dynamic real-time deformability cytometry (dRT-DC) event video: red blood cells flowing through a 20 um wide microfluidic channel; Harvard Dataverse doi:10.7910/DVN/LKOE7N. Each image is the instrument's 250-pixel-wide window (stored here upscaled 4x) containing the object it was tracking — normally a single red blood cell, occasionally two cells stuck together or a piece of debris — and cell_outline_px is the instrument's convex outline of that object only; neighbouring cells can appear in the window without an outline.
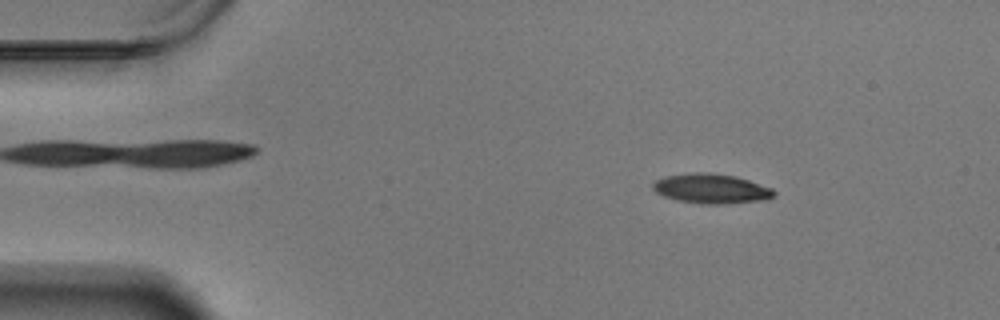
{"species": "Egyptian fruit bat (a non-hibernating species)", "species_latin": "Rousettus aegyptiacus", "temperature_condition": "warm", "stored_images_in_passage": 52, "camera_frame_rate_fps": 3000, "um_per_image_px": 0.085, "animal": {"sex": "male"}, "frame": {"image": 1, "passage_image": 2, "time_ms": 0.333, "image_size_px": [1000, 320], "cell_outline_px": [[776, 196], [768, 200], [724, 204], [700, 204], [676, 200], [664, 196], [656, 192], [652, 188], [652, 184], [656, 180], [664, 176], [692, 172], [712, 172], [736, 176], [772, 188], [776, 192]], "centroid_in_image_um": [60.48, 16.03], "position_along_channel_um": 24.5, "area_um2": 21.33}}
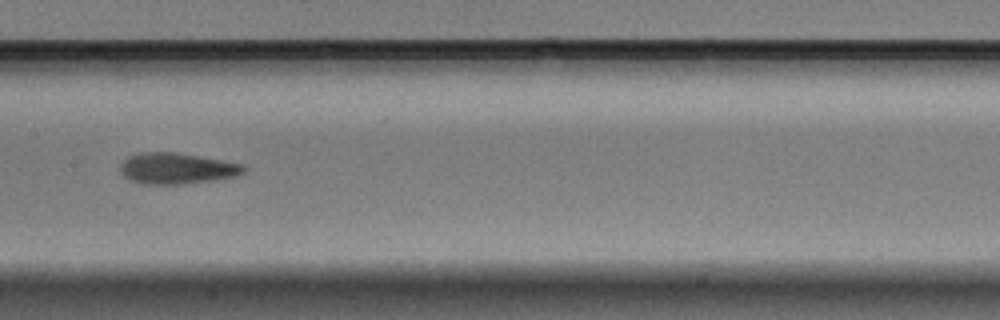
{"frame": {"image": 2, "passage_image": 23, "time_ms": 7.333, "image_size_px": [1000, 320], "cell_outline_px": [[248, 168], [244, 172], [236, 176], [212, 180], [184, 184], [144, 184], [132, 180], [124, 176], [120, 172], [120, 164], [128, 156], [144, 152], [176, 152], [244, 164]], "centroid_in_image_um": [15.04, 14.31], "position_along_channel_um": 192.4, "area_um2": 22.31}}
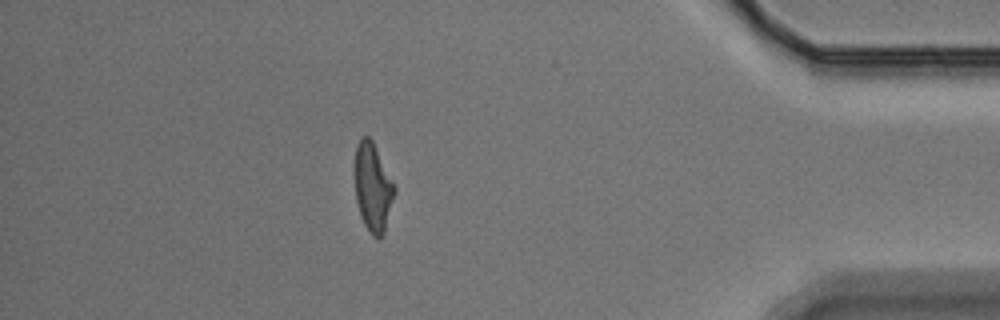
{"frame": {"image": 3, "passage_image": 45, "time_ms": 14.667, "image_size_px": [1000, 320], "cell_outline_px": [[396, 192], [384, 232], [380, 236], [372, 236], [364, 224], [360, 216], [356, 200], [352, 172], [352, 168], [356, 144], [360, 136], [368, 136], [372, 140], [396, 188]], "centroid_in_image_um": [31.64, 15.86], "position_along_channel_um": 403.6, "area_um2": 20.98}, "authors_computed_cell_mechanics": {"area_um2": 21.2993, "velocity_mm_per_s": 3.4428, "shape_relaxation_time_tau1_ms": 3.655, "shape_relaxation_time_tau2_ms": 2.3078, "deformation_change_tau1": 0.1859, "deformation_change_tau2": 0.0978}}